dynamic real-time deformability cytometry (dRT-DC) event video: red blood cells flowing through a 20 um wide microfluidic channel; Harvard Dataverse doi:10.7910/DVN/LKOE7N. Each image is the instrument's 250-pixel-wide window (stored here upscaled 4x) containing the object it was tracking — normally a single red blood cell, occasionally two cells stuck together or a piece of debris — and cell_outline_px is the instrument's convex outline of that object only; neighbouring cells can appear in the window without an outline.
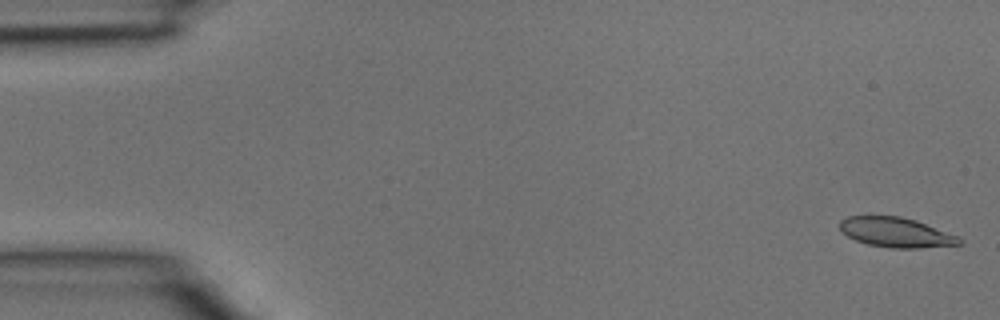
{"species": "common noctule bat (a hibernating species)", "species_latin": "Nyctalus noctula", "temperature_condition": "room temperature", "stored_images_in_passage": 40, "camera_frame_rate_fps": 3000, "um_per_image_px": 0.085, "animal": {"sex": "male", "body_mass_g": 15.6}, "frame": {"image": 1, "passage_image": 1, "time_ms": 0.0, "image_size_px": [1000, 320], "cell_outline_px": [[964, 244], [920, 248], [888, 248], [868, 244], [856, 240], [840, 232], [840, 220], [848, 216], [900, 216], [916, 220], [960, 236], [964, 240]], "centroid_in_image_um": [76.21, 19.76], "position_along_channel_um": 8.8, "area_um2": 21.04}}
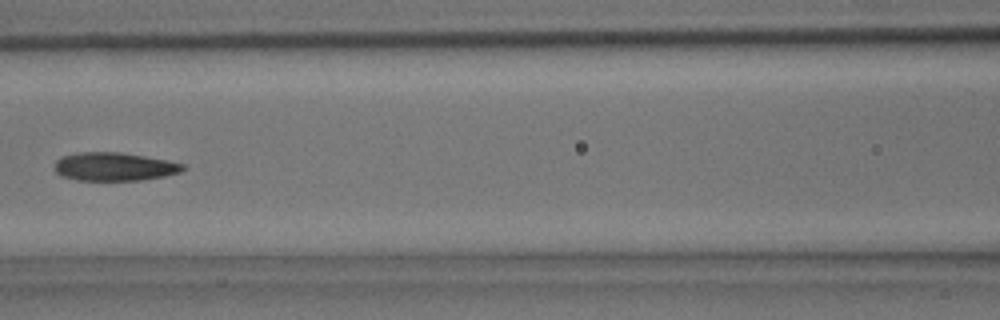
{"frame": {"image": 2, "passage_image": 18, "time_ms": 5.667, "image_size_px": [1000, 320], "cell_outline_px": [[188, 168], [180, 172], [164, 176], [140, 180], [76, 180], [60, 176], [52, 168], [56, 160], [64, 156], [76, 152], [120, 152], [168, 160], [184, 164]], "centroid_in_image_um": [9.69, 14.16], "position_along_channel_um": 156.9, "area_um2": 21.39}}
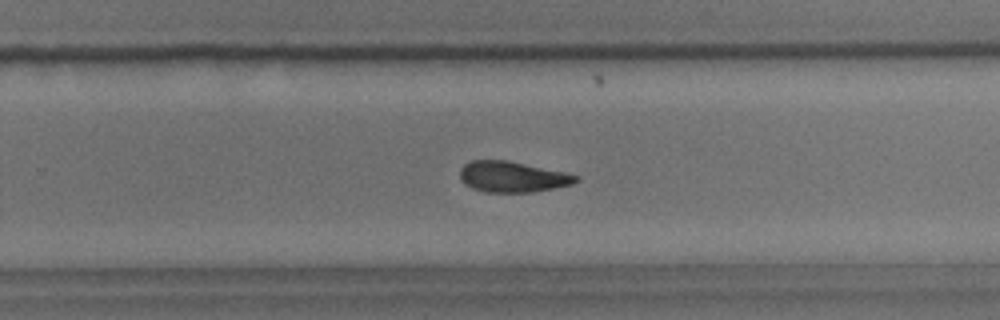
{"frame": {"image": 3, "passage_image": 26, "time_ms": 8.333, "image_size_px": [1000, 320], "cell_outline_px": [[580, 180], [572, 184], [532, 192], [488, 192], [472, 188], [464, 184], [460, 180], [460, 168], [464, 164], [472, 160], [508, 160], [564, 172], [580, 176]], "centroid_in_image_um": [43.54, 15.02], "position_along_channel_um": 286.3, "area_um2": 20.81}}